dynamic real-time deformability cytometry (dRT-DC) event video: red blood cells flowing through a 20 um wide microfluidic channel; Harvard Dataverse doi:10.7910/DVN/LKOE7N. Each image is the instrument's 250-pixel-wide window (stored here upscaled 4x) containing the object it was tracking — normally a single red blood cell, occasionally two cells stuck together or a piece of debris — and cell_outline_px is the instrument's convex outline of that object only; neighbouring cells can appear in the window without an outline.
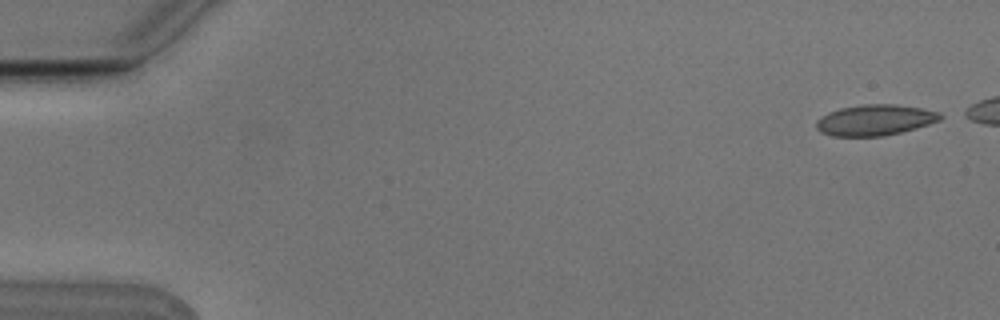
{"species": "Egyptian fruit bat (a non-hibernating species)", "species_latin": "Rousettus aegyptiacus", "temperature_condition": "cold", "stored_images_in_passage": 6, "camera_frame_rate_fps": 3000, "um_per_image_px": 0.085, "animal": {"sex": "male"}, "frame": {"image": 1, "passage_image": 1, "time_ms": 0.0, "image_size_px": [1000, 320], "cell_outline_px": [[948, 116], [940, 120], [916, 128], [884, 136], [832, 136], [820, 132], [816, 128], [816, 120], [828, 112], [840, 108], [864, 104], [896, 104], [924, 108], [940, 112]], "centroid_in_image_um": [74.41, 10.19], "position_along_channel_um": 10.6, "area_um2": 22.54}}